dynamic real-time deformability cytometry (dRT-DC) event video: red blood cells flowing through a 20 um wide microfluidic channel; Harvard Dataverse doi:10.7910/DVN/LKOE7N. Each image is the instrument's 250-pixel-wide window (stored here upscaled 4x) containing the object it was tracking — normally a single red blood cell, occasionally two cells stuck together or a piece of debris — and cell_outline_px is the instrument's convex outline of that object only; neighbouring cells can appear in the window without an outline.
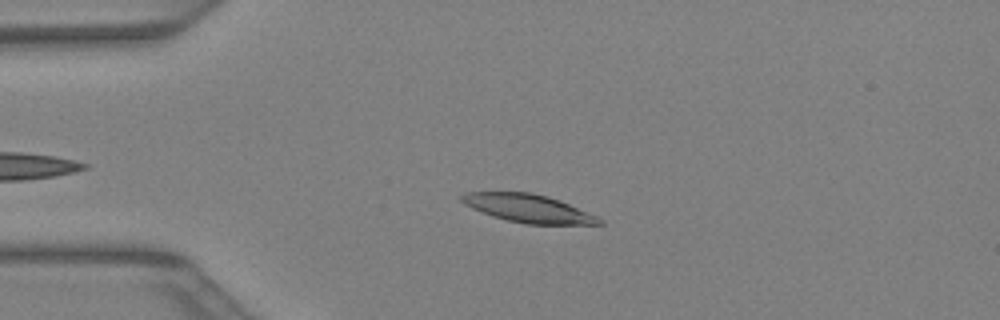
{"species": "Egyptian fruit bat (a non-hibernating species)", "species_latin": "Rousettus aegyptiacus", "temperature_condition": "warm", "stored_images_in_passage": 35, "camera_frame_rate_fps": 3000, "um_per_image_px": 0.085, "animal": {"sex": "female"}, "frame": {"image": 1, "passage_image": 7, "time_ms": 2.0, "image_size_px": [1000, 320], "cell_outline_px": [[604, 224], [524, 224], [492, 216], [472, 208], [464, 204], [460, 200], [460, 196], [464, 192], [532, 192], [548, 196], [560, 200], [596, 216], [604, 220]], "centroid_in_image_um": [44.88, 17.7], "position_along_channel_um": 40.1, "area_um2": 22.48}}
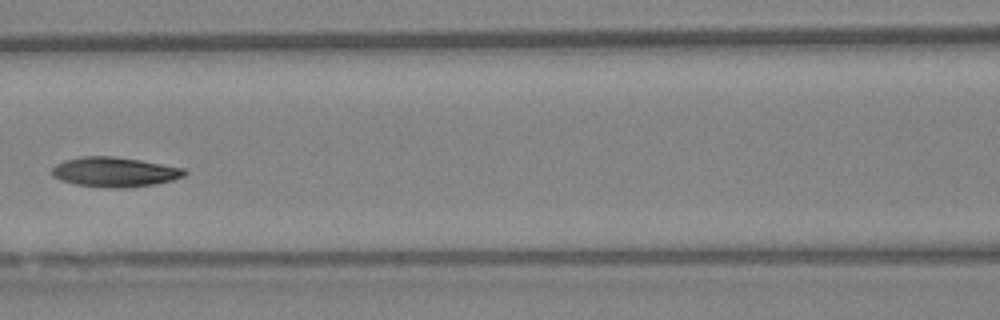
{"frame": {"image": 2, "passage_image": 16, "time_ms": 5.0, "image_size_px": [1000, 320], "cell_outline_px": [[188, 172], [184, 176], [172, 180], [152, 184], [124, 188], [104, 188], [76, 184], [60, 180], [52, 176], [52, 168], [56, 164], [64, 160], [80, 156], [112, 156], [140, 160], [184, 168]], "centroid_in_image_um": [9.71, 14.62], "position_along_channel_um": 156.9, "area_um2": 23.0}}
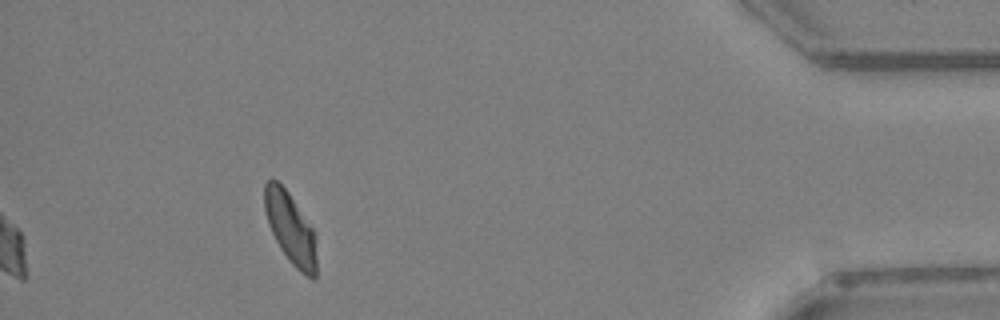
{"frame": {"image": 3, "passage_image": 35, "time_ms": 11.333, "image_size_px": [1000, 320], "cell_outline_px": [[316, 276], [312, 280], [300, 272], [292, 264], [280, 248], [268, 224], [264, 208], [264, 184], [268, 180], [276, 180], [288, 192], [316, 232]], "centroid_in_image_um": [24.71, 19.42], "position_along_channel_um": 410.5, "area_um2": 21.68}}